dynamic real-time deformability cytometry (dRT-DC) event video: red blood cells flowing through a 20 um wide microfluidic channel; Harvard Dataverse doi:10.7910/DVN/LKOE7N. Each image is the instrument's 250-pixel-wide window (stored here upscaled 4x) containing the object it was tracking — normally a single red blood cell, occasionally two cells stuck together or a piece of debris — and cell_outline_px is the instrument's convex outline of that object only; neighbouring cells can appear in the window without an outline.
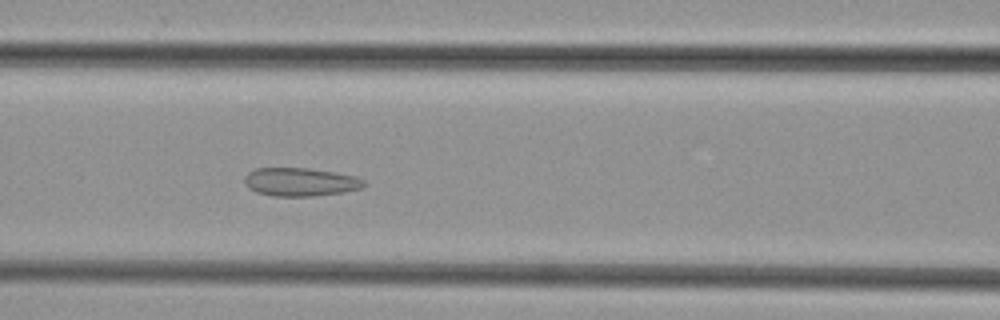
{"species": "common noctule bat (a hibernating species)", "species_latin": "Nyctalus noctula", "temperature_condition": "cold", "stored_images_in_passage": 45, "camera_frame_rate_fps": 3000, "um_per_image_px": 0.085, "animal": {"sex": "female", "body_mass_g": 29.2, "forearm_length_mm": 56.3}, "frame": {"image": 1, "passage_image": 18, "time_ms": 5.667, "image_size_px": [1000, 320], "cell_outline_px": [[368, 184], [364, 188], [344, 192], [312, 196], [272, 196], [256, 192], [248, 188], [244, 184], [244, 176], [248, 172], [256, 168], [308, 168], [336, 172], [356, 176], [364, 180]], "centroid_in_image_um": [25.55, 15.46], "position_along_channel_um": 141.1, "area_um2": 20.06}}
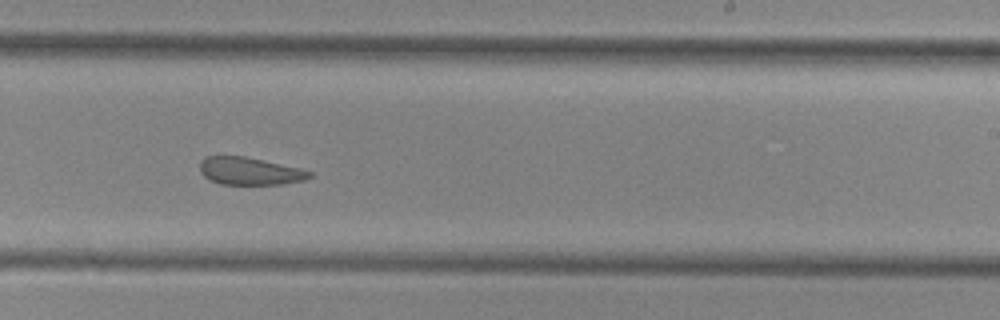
{"frame": {"image": 2, "passage_image": 27, "time_ms": 8.667, "image_size_px": [1000, 320], "cell_outline_px": [[312, 176], [304, 180], [284, 184], [220, 184], [204, 176], [200, 172], [200, 160], [204, 156], [244, 156], [300, 168], [312, 172]], "centroid_in_image_um": [21.22, 14.54], "position_along_channel_um": 267.8, "area_um2": 17.57}}
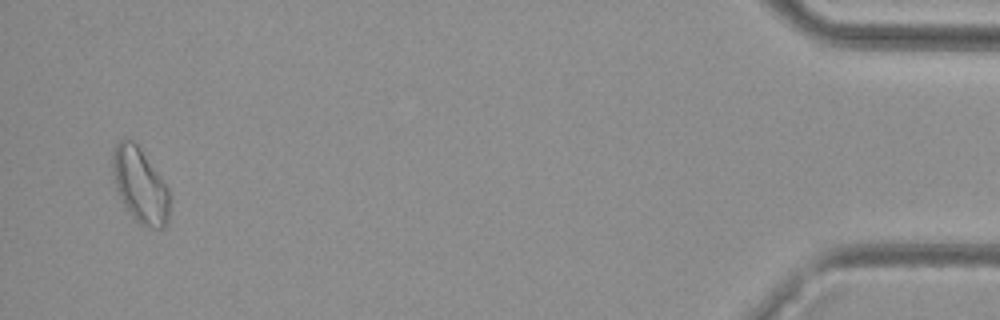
{"frame": {"image": 3, "passage_image": 44, "time_ms": 14.333, "image_size_px": [1000, 320], "cell_outline_px": [[168, 220], [164, 228], [152, 228], [140, 224], [132, 216], [124, 204], [116, 188], [112, 172], [112, 152], [116, 144], [124, 136], [132, 140], [140, 148], [168, 184]], "centroid_in_image_um": [11.9, 15.71], "position_along_channel_um": 423.3, "area_um2": 24.97}}